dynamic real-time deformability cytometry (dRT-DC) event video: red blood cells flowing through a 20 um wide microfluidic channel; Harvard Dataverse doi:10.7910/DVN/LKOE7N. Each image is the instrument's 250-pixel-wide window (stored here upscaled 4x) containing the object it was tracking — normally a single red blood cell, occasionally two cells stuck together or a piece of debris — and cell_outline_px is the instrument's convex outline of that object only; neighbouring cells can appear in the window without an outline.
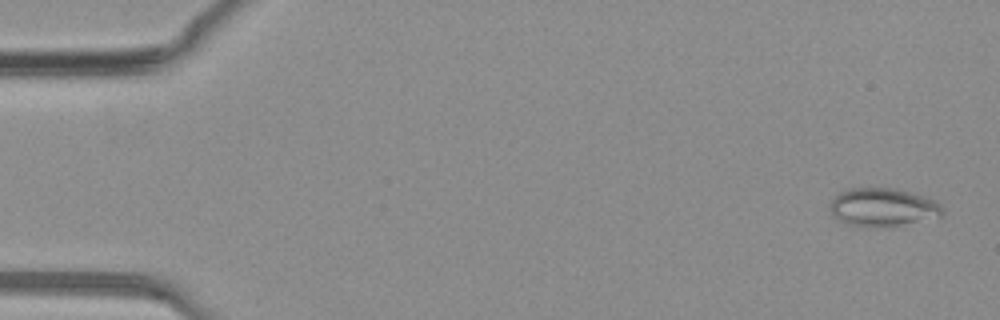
{"species": "common noctule bat (a hibernating species)", "species_latin": "Nyctalus noctula", "temperature_condition": "warm", "stored_images_in_passage": 45, "camera_frame_rate_fps": 3000, "um_per_image_px": 0.085, "animal": {"sex": "female", "body_mass_g": 19.3, "forearm_length_mm": 54.1}, "frame": {"image": 1, "passage_image": 2, "time_ms": 0.333, "image_size_px": [1000, 320], "cell_outline_px": [[944, 216], [900, 224], [864, 228], [848, 224], [840, 220], [828, 208], [828, 204], [840, 192], [848, 188], [896, 188], [932, 200], [940, 204], [944, 208]], "centroid_in_image_um": [75.01, 17.61], "position_along_channel_um": 10.0, "area_um2": 24.8}}
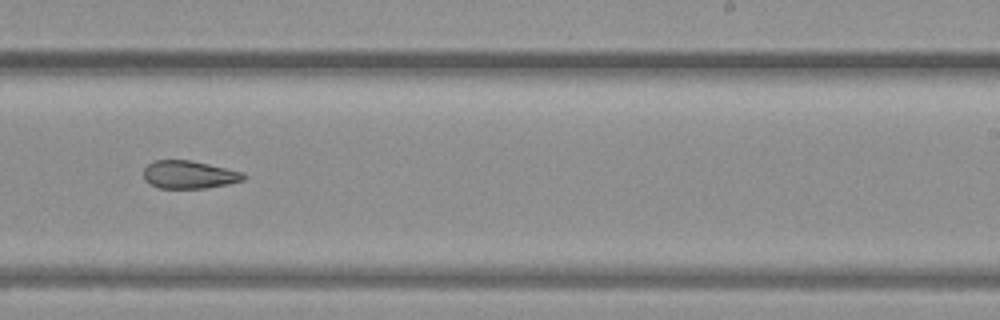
{"frame": {"image": 2, "passage_image": 28, "time_ms": 9.0, "image_size_px": [1000, 320], "cell_outline_px": [[244, 180], [228, 184], [208, 188], [160, 188], [144, 180], [144, 168], [148, 164], [156, 160], [192, 160], [244, 172]], "centroid_in_image_um": [16.09, 14.84], "position_along_channel_um": 272.9, "area_um2": 16.24}}
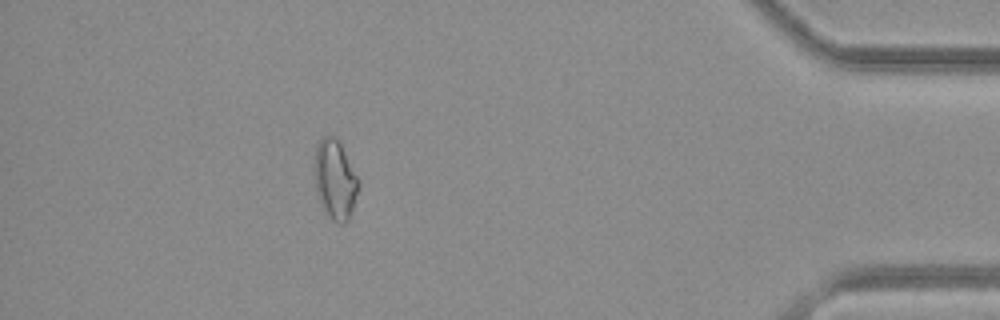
{"frame": {"image": 3, "passage_image": 40, "time_ms": 13.0, "image_size_px": [1000, 320], "cell_outline_px": [[360, 188], [352, 212], [348, 220], [344, 224], [340, 224], [332, 220], [324, 212], [320, 204], [316, 192], [316, 144], [324, 136], [332, 136], [340, 144], [360, 180]], "centroid_in_image_um": [28.52, 15.34], "position_along_channel_um": 406.7, "area_um2": 20.29}}